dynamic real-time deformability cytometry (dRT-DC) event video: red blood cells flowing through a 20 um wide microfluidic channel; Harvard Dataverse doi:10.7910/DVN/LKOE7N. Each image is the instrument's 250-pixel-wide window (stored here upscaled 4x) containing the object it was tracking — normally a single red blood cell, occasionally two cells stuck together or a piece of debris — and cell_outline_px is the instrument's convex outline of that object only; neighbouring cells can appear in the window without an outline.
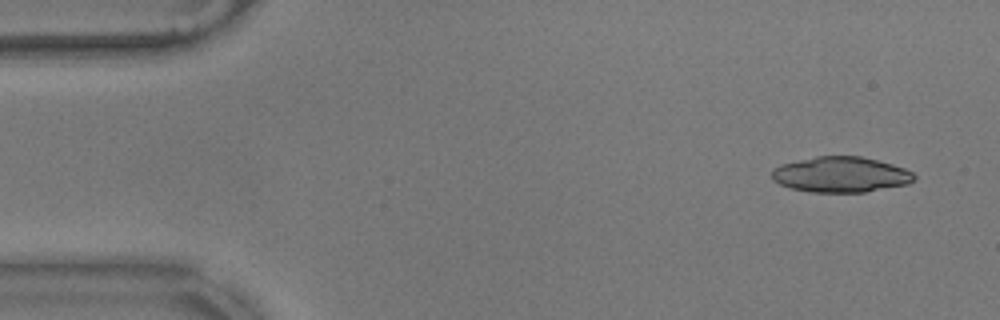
{"species": "common noctule bat (a hibernating species)", "species_latin": "Nyctalus noctula", "temperature_condition": "warm", "stored_images_in_passage": 13, "camera_frame_rate_fps": 3000, "um_per_image_px": 0.085, "animal": {"sex": "male", "body_mass_g": 17.9}, "frame": {"image": 1, "passage_image": 3, "time_ms": 0.667, "image_size_px": [1000, 320], "cell_outline_px": [[916, 180], [908, 184], [864, 192], [812, 192], [792, 188], [780, 184], [772, 180], [772, 168], [780, 164], [816, 156], [860, 156], [892, 164], [904, 168], [912, 172], [916, 176]], "centroid_in_image_um": [71.46, 14.83], "position_along_channel_um": 13.5, "area_um2": 29.48}}